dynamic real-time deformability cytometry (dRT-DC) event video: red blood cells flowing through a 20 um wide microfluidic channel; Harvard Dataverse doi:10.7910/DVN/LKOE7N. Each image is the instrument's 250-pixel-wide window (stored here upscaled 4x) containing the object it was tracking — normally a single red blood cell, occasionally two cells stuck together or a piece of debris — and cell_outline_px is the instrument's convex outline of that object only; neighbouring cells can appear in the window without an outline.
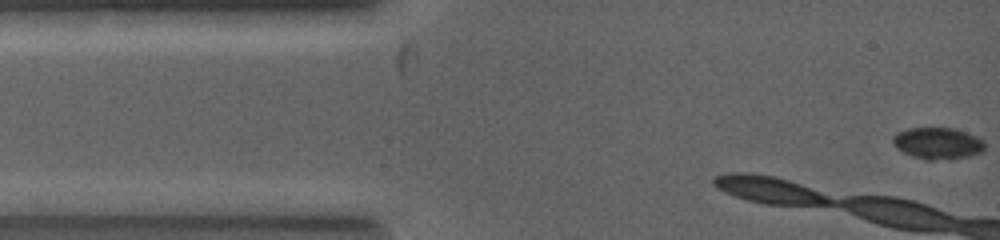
{"species": "common noctule bat (a hibernating species)", "species_latin": "Nyctalus noctula", "temperature_condition": "warm", "stored_images_in_passage": 5, "camera_frame_rate_fps": 5000, "um_per_image_px": 0.085, "animal": {"sex": "female", "body_mass_g": 19.0, "forearm_length_mm": 53.3}, "frame": {"image": 1, "passage_image": 1, "time_ms": 0.0, "image_size_px": [1000, 240], "cell_outline_px": [[984, 152], [952, 160], [924, 160], [912, 156], [896, 148], [892, 144], [892, 136], [896, 132], [908, 128], [952, 128], [976, 136], [984, 140]], "centroid_in_image_um": [79.68, 12.2], "position_along_channel_um": 5.3, "area_um2": 17.22}}